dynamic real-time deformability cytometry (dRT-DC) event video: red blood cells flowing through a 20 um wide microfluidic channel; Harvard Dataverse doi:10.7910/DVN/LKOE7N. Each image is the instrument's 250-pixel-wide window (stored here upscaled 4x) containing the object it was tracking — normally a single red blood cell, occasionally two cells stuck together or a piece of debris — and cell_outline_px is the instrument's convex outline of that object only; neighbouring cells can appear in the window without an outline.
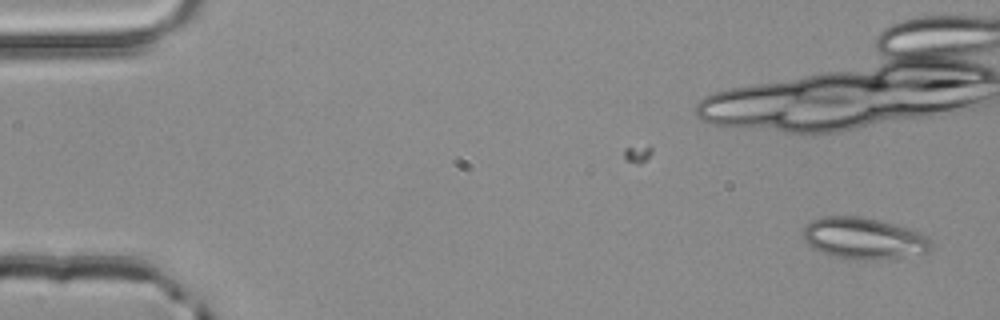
{"species": "common noctule bat (a hibernating species)", "species_latin": "Nyctalus noctula", "temperature_condition": "room temperature", "stored_images_in_passage": 3, "camera_frame_rate_fps": 3000, "um_per_image_px": 0.085, "animal": {"sex": "male", "body_mass_g": 20.4}, "frame": {"image": 1, "passage_image": 3, "time_ms": 0.667, "image_size_px": [1000, 320], "cell_outline_px": [[932, 248], [928, 252], [876, 260], [856, 260], [832, 256], [820, 252], [812, 248], [804, 240], [804, 228], [812, 220], [824, 216], [860, 216], [908, 228], [920, 232], [928, 236], [932, 240]], "centroid_in_image_um": [73.42, 20.27], "position_along_channel_um": 11.6, "area_um2": 30.92}}